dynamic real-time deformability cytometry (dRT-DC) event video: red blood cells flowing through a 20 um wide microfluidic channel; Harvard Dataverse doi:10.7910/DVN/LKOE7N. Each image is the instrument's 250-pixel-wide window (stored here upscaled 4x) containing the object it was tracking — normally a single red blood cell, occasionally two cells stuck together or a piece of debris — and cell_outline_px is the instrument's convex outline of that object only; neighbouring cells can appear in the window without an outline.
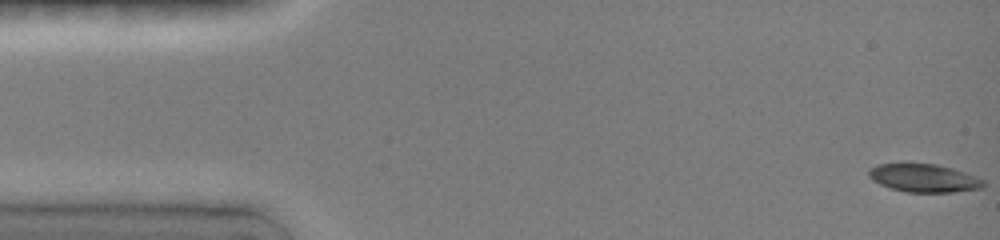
{"species": "common noctule bat (a hibernating species)", "species_latin": "Nyctalus noctula", "temperature_condition": "room temperature", "stored_images_in_passage": 76, "camera_frame_rate_fps": 3000, "um_per_image_px": 0.085, "animal": {"sex": "female", "body_mass_g": 19.0, "forearm_length_mm": 51.5}, "frame": {"image": 1, "passage_image": 1, "time_ms": 0.0, "image_size_px": [1000, 240], "cell_outline_px": [[984, 188], [952, 192], [904, 192], [880, 184], [872, 180], [868, 176], [868, 168], [876, 164], [904, 160], [936, 164], [952, 168], [976, 176], [984, 180]], "centroid_in_image_um": [78.45, 15.08], "position_along_channel_um": 6.5, "area_um2": 19.65}}
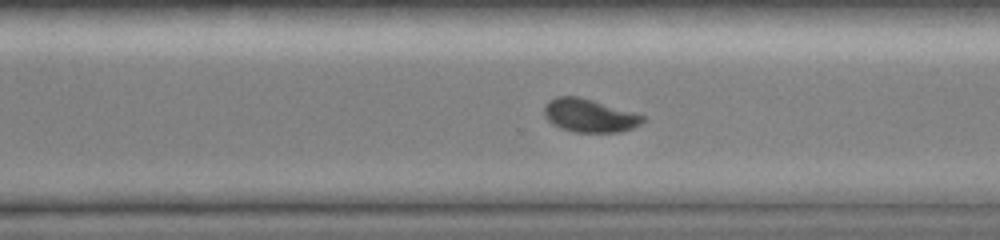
{"frame": {"image": 2, "passage_image": 49, "time_ms": 11.0, "image_size_px": [1000, 240], "cell_outline_px": [[644, 120], [640, 124], [632, 128], [620, 132], [576, 132], [560, 128], [552, 124], [544, 116], [544, 108], [548, 100], [556, 96], [580, 96], [632, 112], [644, 116]], "centroid_in_image_um": [50.06, 9.82], "position_along_channel_um": 320.5, "area_um2": 19.02}}
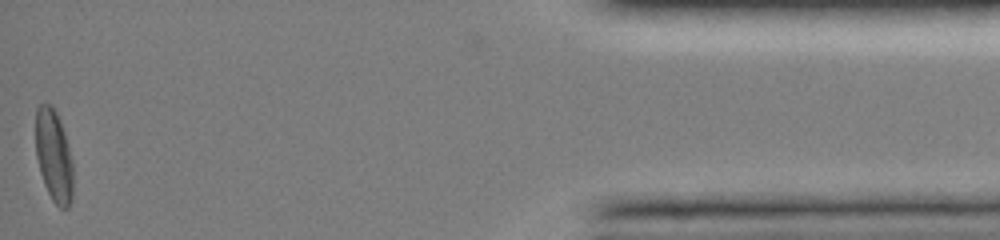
{"frame": {"image": 3, "passage_image": 75, "time_ms": 15.667, "image_size_px": [1000, 240], "cell_outline_px": [[72, 200], [68, 208], [60, 208], [52, 200], [44, 184], [40, 172], [36, 156], [36, 108], [40, 104], [52, 104], [56, 112], [64, 132], [72, 160]], "centroid_in_image_um": [4.56, 13.26], "position_along_channel_um": 430.6, "area_um2": 20.0}, "authors_computed_cell_mechanics": {"area_um2": 19.5364, "velocity_mm_per_s": 4.0105, "shape_relaxation_time_tau1_ms": 3.5354, "shape_relaxation_time_tau2_ms": null, "deformation_change_tau1": 0.1581, "deformation_change_tau2": null}}